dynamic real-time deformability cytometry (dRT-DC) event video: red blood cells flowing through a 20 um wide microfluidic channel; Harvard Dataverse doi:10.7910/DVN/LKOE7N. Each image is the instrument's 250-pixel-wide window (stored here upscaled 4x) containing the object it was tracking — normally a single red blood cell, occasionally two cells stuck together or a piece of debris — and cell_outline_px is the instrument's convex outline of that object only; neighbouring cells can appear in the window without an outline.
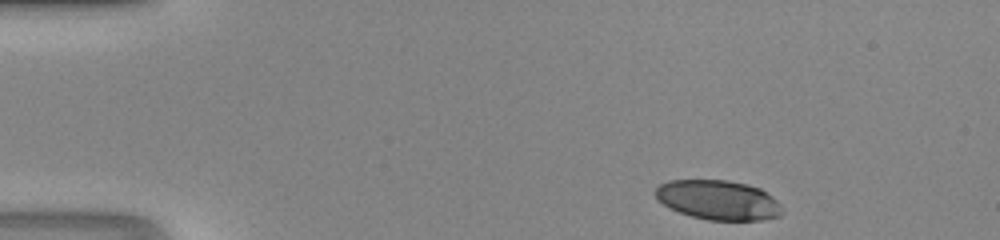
{"species": "human", "species_latin": "Homo sapiens", "temperature_condition": "room temperature", "stored_images_in_passage": 41, "camera_frame_rate_fps": 3000, "um_per_image_px": 0.085, "donor": {"sex": "male"}, "frame": {"image": 1, "passage_image": 1, "time_ms": 0.0, "image_size_px": [1000, 240], "cell_outline_px": [[784, 212], [780, 216], [764, 220], [708, 220], [692, 216], [668, 208], [656, 196], [656, 188], [660, 184], [668, 180], [728, 180], [748, 184], [760, 188], [772, 196], [780, 204]], "centroid_in_image_um": [61.09, 17.0], "position_along_channel_um": 23.9, "area_um2": 29.3}}
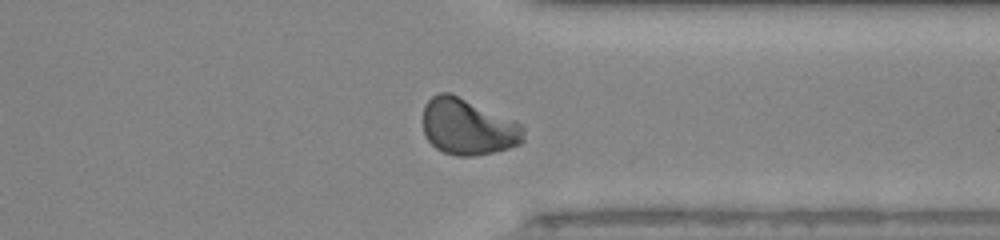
{"frame": {"image": 2, "passage_image": 31, "time_ms": 10.0, "image_size_px": [1000, 240], "cell_outline_px": [[524, 140], [520, 144], [508, 148], [492, 152], [472, 156], [456, 156], [444, 152], [436, 148], [424, 136], [424, 104], [436, 92], [448, 92], [520, 124], [524, 128]], "centroid_in_image_um": [39.73, 10.8], "position_along_channel_um": 371.7, "area_um2": 32.43}}
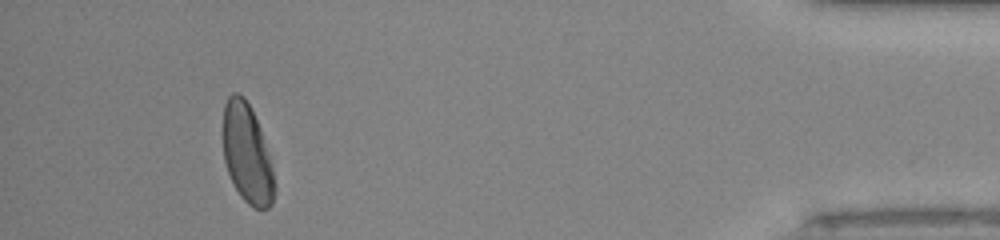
{"frame": {"image": 3, "passage_image": 38, "time_ms": 12.333, "image_size_px": [1000, 240], "cell_outline_px": [[276, 192], [272, 204], [268, 208], [252, 208], [240, 196], [228, 172], [224, 160], [224, 104], [228, 96], [232, 92], [236, 92], [244, 96], [252, 108], [260, 128], [272, 168], [276, 184]], "centroid_in_image_um": [21.02, 13.07], "position_along_channel_um": 414.2, "area_um2": 29.65}}